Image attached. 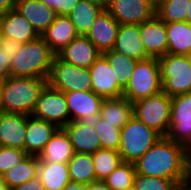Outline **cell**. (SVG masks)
<instances>
[{"instance_id":"obj_1","label":"cell","mask_w":191,"mask_h":190,"mask_svg":"<svg viewBox=\"0 0 191 190\" xmlns=\"http://www.w3.org/2000/svg\"><path fill=\"white\" fill-rule=\"evenodd\" d=\"M188 152L183 146L162 136L134 163L135 171L146 177L175 180L179 184Z\"/></svg>"},{"instance_id":"obj_2","label":"cell","mask_w":191,"mask_h":190,"mask_svg":"<svg viewBox=\"0 0 191 190\" xmlns=\"http://www.w3.org/2000/svg\"><path fill=\"white\" fill-rule=\"evenodd\" d=\"M54 56L42 36L22 43L10 62V76L48 78Z\"/></svg>"},{"instance_id":"obj_3","label":"cell","mask_w":191,"mask_h":190,"mask_svg":"<svg viewBox=\"0 0 191 190\" xmlns=\"http://www.w3.org/2000/svg\"><path fill=\"white\" fill-rule=\"evenodd\" d=\"M48 78L7 77L2 87V108L6 113L31 115Z\"/></svg>"},{"instance_id":"obj_4","label":"cell","mask_w":191,"mask_h":190,"mask_svg":"<svg viewBox=\"0 0 191 190\" xmlns=\"http://www.w3.org/2000/svg\"><path fill=\"white\" fill-rule=\"evenodd\" d=\"M162 136L134 116L122 127L118 152L123 162L135 163Z\"/></svg>"},{"instance_id":"obj_5","label":"cell","mask_w":191,"mask_h":190,"mask_svg":"<svg viewBox=\"0 0 191 190\" xmlns=\"http://www.w3.org/2000/svg\"><path fill=\"white\" fill-rule=\"evenodd\" d=\"M158 59L162 92L169 97L191 92V57L165 54Z\"/></svg>"},{"instance_id":"obj_6","label":"cell","mask_w":191,"mask_h":190,"mask_svg":"<svg viewBox=\"0 0 191 190\" xmlns=\"http://www.w3.org/2000/svg\"><path fill=\"white\" fill-rule=\"evenodd\" d=\"M162 92V82L158 59L137 61L132 76L124 89L123 97L131 103Z\"/></svg>"},{"instance_id":"obj_7","label":"cell","mask_w":191,"mask_h":190,"mask_svg":"<svg viewBox=\"0 0 191 190\" xmlns=\"http://www.w3.org/2000/svg\"><path fill=\"white\" fill-rule=\"evenodd\" d=\"M133 116L166 136L171 121V97L164 92L133 103Z\"/></svg>"},{"instance_id":"obj_8","label":"cell","mask_w":191,"mask_h":190,"mask_svg":"<svg viewBox=\"0 0 191 190\" xmlns=\"http://www.w3.org/2000/svg\"><path fill=\"white\" fill-rule=\"evenodd\" d=\"M47 84L51 88L64 93L92 90V80L89 68H82L66 63L56 55L52 60Z\"/></svg>"},{"instance_id":"obj_9","label":"cell","mask_w":191,"mask_h":190,"mask_svg":"<svg viewBox=\"0 0 191 190\" xmlns=\"http://www.w3.org/2000/svg\"><path fill=\"white\" fill-rule=\"evenodd\" d=\"M166 137L191 151V92L171 97V121Z\"/></svg>"},{"instance_id":"obj_10","label":"cell","mask_w":191,"mask_h":190,"mask_svg":"<svg viewBox=\"0 0 191 190\" xmlns=\"http://www.w3.org/2000/svg\"><path fill=\"white\" fill-rule=\"evenodd\" d=\"M31 115L48 121L58 128H64L70 122V113L64 92L55 90L47 84L41 91Z\"/></svg>"},{"instance_id":"obj_11","label":"cell","mask_w":191,"mask_h":190,"mask_svg":"<svg viewBox=\"0 0 191 190\" xmlns=\"http://www.w3.org/2000/svg\"><path fill=\"white\" fill-rule=\"evenodd\" d=\"M107 11L120 25H140L155 16V0H110Z\"/></svg>"},{"instance_id":"obj_12","label":"cell","mask_w":191,"mask_h":190,"mask_svg":"<svg viewBox=\"0 0 191 190\" xmlns=\"http://www.w3.org/2000/svg\"><path fill=\"white\" fill-rule=\"evenodd\" d=\"M92 80V91L103 99L123 96L124 90L118 85L116 74L101 54L89 67Z\"/></svg>"},{"instance_id":"obj_13","label":"cell","mask_w":191,"mask_h":190,"mask_svg":"<svg viewBox=\"0 0 191 190\" xmlns=\"http://www.w3.org/2000/svg\"><path fill=\"white\" fill-rule=\"evenodd\" d=\"M71 121H92L100 115L101 96L91 91L65 92Z\"/></svg>"},{"instance_id":"obj_14","label":"cell","mask_w":191,"mask_h":190,"mask_svg":"<svg viewBox=\"0 0 191 190\" xmlns=\"http://www.w3.org/2000/svg\"><path fill=\"white\" fill-rule=\"evenodd\" d=\"M63 129L68 134L75 153L93 154L101 149L92 121H71Z\"/></svg>"},{"instance_id":"obj_15","label":"cell","mask_w":191,"mask_h":190,"mask_svg":"<svg viewBox=\"0 0 191 190\" xmlns=\"http://www.w3.org/2000/svg\"><path fill=\"white\" fill-rule=\"evenodd\" d=\"M101 54L86 36L79 35L59 51L56 56L66 63L89 68Z\"/></svg>"},{"instance_id":"obj_16","label":"cell","mask_w":191,"mask_h":190,"mask_svg":"<svg viewBox=\"0 0 191 190\" xmlns=\"http://www.w3.org/2000/svg\"><path fill=\"white\" fill-rule=\"evenodd\" d=\"M27 129V115L21 113H0V144L24 150Z\"/></svg>"},{"instance_id":"obj_17","label":"cell","mask_w":191,"mask_h":190,"mask_svg":"<svg viewBox=\"0 0 191 190\" xmlns=\"http://www.w3.org/2000/svg\"><path fill=\"white\" fill-rule=\"evenodd\" d=\"M137 61L151 58L140 36V25H120L113 49Z\"/></svg>"},{"instance_id":"obj_18","label":"cell","mask_w":191,"mask_h":190,"mask_svg":"<svg viewBox=\"0 0 191 190\" xmlns=\"http://www.w3.org/2000/svg\"><path fill=\"white\" fill-rule=\"evenodd\" d=\"M119 26L120 24L113 16L107 10H103L92 24L86 37L103 53L113 49Z\"/></svg>"},{"instance_id":"obj_19","label":"cell","mask_w":191,"mask_h":190,"mask_svg":"<svg viewBox=\"0 0 191 190\" xmlns=\"http://www.w3.org/2000/svg\"><path fill=\"white\" fill-rule=\"evenodd\" d=\"M59 128L48 121L27 115V129L24 151L31 156H39L46 143Z\"/></svg>"},{"instance_id":"obj_20","label":"cell","mask_w":191,"mask_h":190,"mask_svg":"<svg viewBox=\"0 0 191 190\" xmlns=\"http://www.w3.org/2000/svg\"><path fill=\"white\" fill-rule=\"evenodd\" d=\"M15 9L23 15L41 36L54 22L56 11L40 0H17Z\"/></svg>"},{"instance_id":"obj_21","label":"cell","mask_w":191,"mask_h":190,"mask_svg":"<svg viewBox=\"0 0 191 190\" xmlns=\"http://www.w3.org/2000/svg\"><path fill=\"white\" fill-rule=\"evenodd\" d=\"M140 36L147 53L151 57L159 58L167 54L166 23L156 15L151 20L140 24Z\"/></svg>"},{"instance_id":"obj_22","label":"cell","mask_w":191,"mask_h":190,"mask_svg":"<svg viewBox=\"0 0 191 190\" xmlns=\"http://www.w3.org/2000/svg\"><path fill=\"white\" fill-rule=\"evenodd\" d=\"M0 37L15 39L26 43L39 37L31 23L16 9L0 15Z\"/></svg>"},{"instance_id":"obj_23","label":"cell","mask_w":191,"mask_h":190,"mask_svg":"<svg viewBox=\"0 0 191 190\" xmlns=\"http://www.w3.org/2000/svg\"><path fill=\"white\" fill-rule=\"evenodd\" d=\"M41 36L56 55L79 35L68 16L57 14L54 22Z\"/></svg>"},{"instance_id":"obj_24","label":"cell","mask_w":191,"mask_h":190,"mask_svg":"<svg viewBox=\"0 0 191 190\" xmlns=\"http://www.w3.org/2000/svg\"><path fill=\"white\" fill-rule=\"evenodd\" d=\"M74 154L68 134L63 128H59L46 143L38 159L39 162L68 163Z\"/></svg>"},{"instance_id":"obj_25","label":"cell","mask_w":191,"mask_h":190,"mask_svg":"<svg viewBox=\"0 0 191 190\" xmlns=\"http://www.w3.org/2000/svg\"><path fill=\"white\" fill-rule=\"evenodd\" d=\"M133 116V103L125 97L104 99L99 117L112 126L122 128Z\"/></svg>"},{"instance_id":"obj_26","label":"cell","mask_w":191,"mask_h":190,"mask_svg":"<svg viewBox=\"0 0 191 190\" xmlns=\"http://www.w3.org/2000/svg\"><path fill=\"white\" fill-rule=\"evenodd\" d=\"M167 53L172 55L190 56L191 24L188 22L166 23Z\"/></svg>"},{"instance_id":"obj_27","label":"cell","mask_w":191,"mask_h":190,"mask_svg":"<svg viewBox=\"0 0 191 190\" xmlns=\"http://www.w3.org/2000/svg\"><path fill=\"white\" fill-rule=\"evenodd\" d=\"M38 176L45 190H62L71 181L67 163L39 162Z\"/></svg>"},{"instance_id":"obj_28","label":"cell","mask_w":191,"mask_h":190,"mask_svg":"<svg viewBox=\"0 0 191 190\" xmlns=\"http://www.w3.org/2000/svg\"><path fill=\"white\" fill-rule=\"evenodd\" d=\"M102 11V8L91 4L86 0H80L72 12L67 16L75 26L78 35L86 36L90 31L92 24L96 21V18Z\"/></svg>"},{"instance_id":"obj_29","label":"cell","mask_w":191,"mask_h":190,"mask_svg":"<svg viewBox=\"0 0 191 190\" xmlns=\"http://www.w3.org/2000/svg\"><path fill=\"white\" fill-rule=\"evenodd\" d=\"M39 159L38 156L28 155L23 161L16 164L3 174V179L9 189L21 185L38 175Z\"/></svg>"},{"instance_id":"obj_30","label":"cell","mask_w":191,"mask_h":190,"mask_svg":"<svg viewBox=\"0 0 191 190\" xmlns=\"http://www.w3.org/2000/svg\"><path fill=\"white\" fill-rule=\"evenodd\" d=\"M67 164L72 182L87 185L96 180L92 154L75 153Z\"/></svg>"},{"instance_id":"obj_31","label":"cell","mask_w":191,"mask_h":190,"mask_svg":"<svg viewBox=\"0 0 191 190\" xmlns=\"http://www.w3.org/2000/svg\"><path fill=\"white\" fill-rule=\"evenodd\" d=\"M116 74L118 85L124 90L132 76L137 60L114 50L102 53Z\"/></svg>"},{"instance_id":"obj_32","label":"cell","mask_w":191,"mask_h":190,"mask_svg":"<svg viewBox=\"0 0 191 190\" xmlns=\"http://www.w3.org/2000/svg\"><path fill=\"white\" fill-rule=\"evenodd\" d=\"M190 0H156L155 15L165 23L186 22Z\"/></svg>"},{"instance_id":"obj_33","label":"cell","mask_w":191,"mask_h":190,"mask_svg":"<svg viewBox=\"0 0 191 190\" xmlns=\"http://www.w3.org/2000/svg\"><path fill=\"white\" fill-rule=\"evenodd\" d=\"M96 180H104L123 161L118 151L99 149L92 154Z\"/></svg>"},{"instance_id":"obj_34","label":"cell","mask_w":191,"mask_h":190,"mask_svg":"<svg viewBox=\"0 0 191 190\" xmlns=\"http://www.w3.org/2000/svg\"><path fill=\"white\" fill-rule=\"evenodd\" d=\"M135 174L134 163L122 162L103 181L112 190H124L133 187Z\"/></svg>"},{"instance_id":"obj_35","label":"cell","mask_w":191,"mask_h":190,"mask_svg":"<svg viewBox=\"0 0 191 190\" xmlns=\"http://www.w3.org/2000/svg\"><path fill=\"white\" fill-rule=\"evenodd\" d=\"M93 125L98 133V137L101 143V149L119 150L121 129L112 124L107 123L102 118L97 117L92 120Z\"/></svg>"},{"instance_id":"obj_36","label":"cell","mask_w":191,"mask_h":190,"mask_svg":"<svg viewBox=\"0 0 191 190\" xmlns=\"http://www.w3.org/2000/svg\"><path fill=\"white\" fill-rule=\"evenodd\" d=\"M133 186L135 190H178L179 184L175 180L146 177L136 173Z\"/></svg>"},{"instance_id":"obj_37","label":"cell","mask_w":191,"mask_h":190,"mask_svg":"<svg viewBox=\"0 0 191 190\" xmlns=\"http://www.w3.org/2000/svg\"><path fill=\"white\" fill-rule=\"evenodd\" d=\"M28 154L20 148L1 147L0 148V175L5 174L9 169L23 161Z\"/></svg>"},{"instance_id":"obj_38","label":"cell","mask_w":191,"mask_h":190,"mask_svg":"<svg viewBox=\"0 0 191 190\" xmlns=\"http://www.w3.org/2000/svg\"><path fill=\"white\" fill-rule=\"evenodd\" d=\"M21 44L15 39L0 37V50L4 52L9 62L16 56V52L21 47Z\"/></svg>"},{"instance_id":"obj_39","label":"cell","mask_w":191,"mask_h":190,"mask_svg":"<svg viewBox=\"0 0 191 190\" xmlns=\"http://www.w3.org/2000/svg\"><path fill=\"white\" fill-rule=\"evenodd\" d=\"M178 188L191 189V151L185 156L182 168V175Z\"/></svg>"},{"instance_id":"obj_40","label":"cell","mask_w":191,"mask_h":190,"mask_svg":"<svg viewBox=\"0 0 191 190\" xmlns=\"http://www.w3.org/2000/svg\"><path fill=\"white\" fill-rule=\"evenodd\" d=\"M80 0H54V10L58 15H69Z\"/></svg>"},{"instance_id":"obj_41","label":"cell","mask_w":191,"mask_h":190,"mask_svg":"<svg viewBox=\"0 0 191 190\" xmlns=\"http://www.w3.org/2000/svg\"><path fill=\"white\" fill-rule=\"evenodd\" d=\"M10 190H45L41 179L37 175L36 177L26 181L25 183L15 186Z\"/></svg>"},{"instance_id":"obj_42","label":"cell","mask_w":191,"mask_h":190,"mask_svg":"<svg viewBox=\"0 0 191 190\" xmlns=\"http://www.w3.org/2000/svg\"><path fill=\"white\" fill-rule=\"evenodd\" d=\"M10 76V62L3 51L0 50V80Z\"/></svg>"},{"instance_id":"obj_43","label":"cell","mask_w":191,"mask_h":190,"mask_svg":"<svg viewBox=\"0 0 191 190\" xmlns=\"http://www.w3.org/2000/svg\"><path fill=\"white\" fill-rule=\"evenodd\" d=\"M86 190H112L108 185L102 180H95L86 185Z\"/></svg>"},{"instance_id":"obj_44","label":"cell","mask_w":191,"mask_h":190,"mask_svg":"<svg viewBox=\"0 0 191 190\" xmlns=\"http://www.w3.org/2000/svg\"><path fill=\"white\" fill-rule=\"evenodd\" d=\"M17 0H0V15L15 9Z\"/></svg>"},{"instance_id":"obj_45","label":"cell","mask_w":191,"mask_h":190,"mask_svg":"<svg viewBox=\"0 0 191 190\" xmlns=\"http://www.w3.org/2000/svg\"><path fill=\"white\" fill-rule=\"evenodd\" d=\"M62 190H86V184L70 181Z\"/></svg>"},{"instance_id":"obj_46","label":"cell","mask_w":191,"mask_h":190,"mask_svg":"<svg viewBox=\"0 0 191 190\" xmlns=\"http://www.w3.org/2000/svg\"><path fill=\"white\" fill-rule=\"evenodd\" d=\"M86 1L102 8L103 10H107L110 4V0H86Z\"/></svg>"},{"instance_id":"obj_47","label":"cell","mask_w":191,"mask_h":190,"mask_svg":"<svg viewBox=\"0 0 191 190\" xmlns=\"http://www.w3.org/2000/svg\"><path fill=\"white\" fill-rule=\"evenodd\" d=\"M0 190H10L2 175H0Z\"/></svg>"},{"instance_id":"obj_48","label":"cell","mask_w":191,"mask_h":190,"mask_svg":"<svg viewBox=\"0 0 191 190\" xmlns=\"http://www.w3.org/2000/svg\"><path fill=\"white\" fill-rule=\"evenodd\" d=\"M186 22L191 24V0H190V3H189L188 10H187Z\"/></svg>"},{"instance_id":"obj_49","label":"cell","mask_w":191,"mask_h":190,"mask_svg":"<svg viewBox=\"0 0 191 190\" xmlns=\"http://www.w3.org/2000/svg\"><path fill=\"white\" fill-rule=\"evenodd\" d=\"M3 82H4V80H0V113L3 112V108H2V100H1V94H2Z\"/></svg>"},{"instance_id":"obj_50","label":"cell","mask_w":191,"mask_h":190,"mask_svg":"<svg viewBox=\"0 0 191 190\" xmlns=\"http://www.w3.org/2000/svg\"><path fill=\"white\" fill-rule=\"evenodd\" d=\"M54 9V0H40Z\"/></svg>"},{"instance_id":"obj_51","label":"cell","mask_w":191,"mask_h":190,"mask_svg":"<svg viewBox=\"0 0 191 190\" xmlns=\"http://www.w3.org/2000/svg\"><path fill=\"white\" fill-rule=\"evenodd\" d=\"M178 190H191L190 188H178Z\"/></svg>"},{"instance_id":"obj_52","label":"cell","mask_w":191,"mask_h":190,"mask_svg":"<svg viewBox=\"0 0 191 190\" xmlns=\"http://www.w3.org/2000/svg\"><path fill=\"white\" fill-rule=\"evenodd\" d=\"M124 190H135V188L133 186V187H130V188H127V189H124Z\"/></svg>"}]
</instances>
